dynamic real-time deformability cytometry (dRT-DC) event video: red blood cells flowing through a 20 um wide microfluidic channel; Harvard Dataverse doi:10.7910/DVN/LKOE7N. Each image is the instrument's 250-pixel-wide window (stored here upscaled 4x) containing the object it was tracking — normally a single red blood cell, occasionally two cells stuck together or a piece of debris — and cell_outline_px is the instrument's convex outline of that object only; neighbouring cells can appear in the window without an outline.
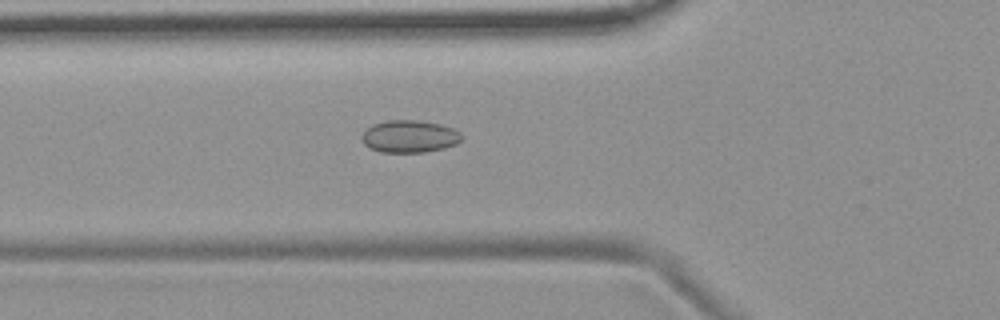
{"species": "common noctule bat (a hibernating species)", "species_latin": "Nyctalus noctula", "temperature_condition": "room temperature", "stored_images_in_passage": 46, "camera_frame_rate_fps": 3000, "um_per_image_px": 0.085, "animal": {"sex": "female", "body_mass_g": 19.9}, "frame": {"image": 1, "passage_image": 11, "time_ms": 3.333, "image_size_px": [1000, 320], "cell_outline_px": [[460, 140], [456, 144], [444, 148], [424, 152], [380, 152], [364, 144], [360, 136], [372, 124], [388, 120], [416, 120], [440, 124], [452, 128], [460, 132]], "centroid_in_image_um": [34.79, 11.59], "position_along_channel_um": 91.0, "area_um2": 18.67}}
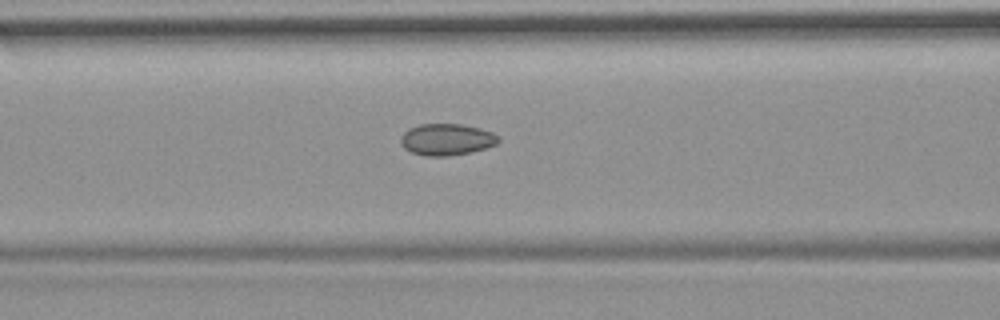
{"frame": {"image": 2, "passage_image": 14, "time_ms": 4.333, "image_size_px": [1000, 320], "cell_outline_px": [[500, 140], [496, 144], [484, 148], [468, 152], [448, 156], [424, 156], [412, 152], [404, 148], [400, 140], [400, 136], [408, 128], [420, 124], [460, 124], [480, 128], [492, 132], [500, 136]], "centroid_in_image_um": [37.95, 11.85], "position_along_channel_um": 128.7, "area_um2": 17.98}}
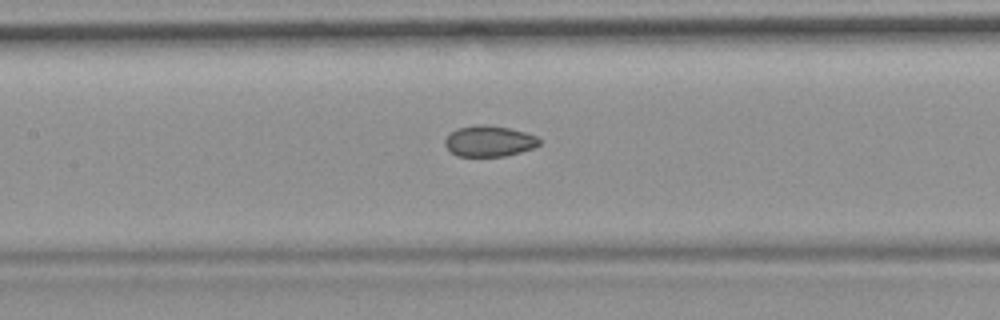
{"frame": {"image": 3, "passage_image": 17, "time_ms": 5.333, "image_size_px": [1000, 320], "cell_outline_px": [[540, 144], [532, 148], [520, 152], [504, 156], [456, 156], [444, 144], [444, 140], [456, 128], [476, 124], [484, 124], [508, 128], [524, 132], [536, 136], [540, 140]], "centroid_in_image_um": [41.56, 11.99], "position_along_channel_um": 165.8, "area_um2": 16.88}, "authors_computed_cell_mechanics": {"area_um2": 17.6001, "velocity_mm_per_s": 3.7221, "shape_relaxation_time_tau1_ms": null, "shape_relaxation_time_tau2_ms": 2.5096, "deformation_change_tau1": null, "deformation_change_tau2": 0.0669}}